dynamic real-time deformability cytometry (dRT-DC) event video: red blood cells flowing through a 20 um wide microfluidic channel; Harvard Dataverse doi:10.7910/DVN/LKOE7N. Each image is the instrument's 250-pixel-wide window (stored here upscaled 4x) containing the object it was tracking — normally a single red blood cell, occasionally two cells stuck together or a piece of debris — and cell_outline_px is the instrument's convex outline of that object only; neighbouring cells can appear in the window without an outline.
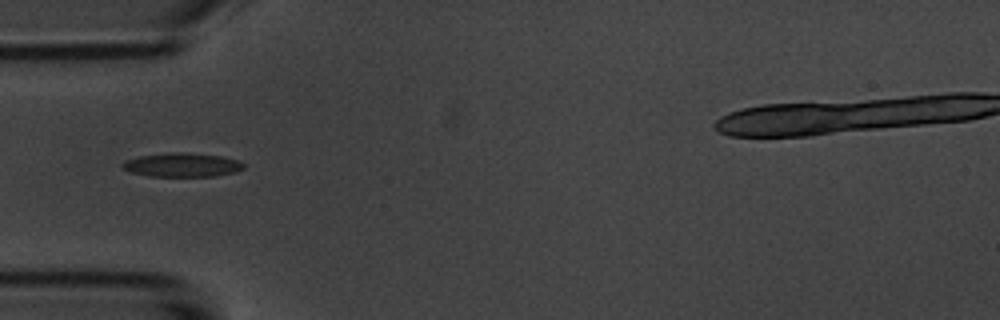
{"species": "common noctule bat (a hibernating species)", "species_latin": "Nyctalus noctula", "temperature_condition": "room temperature", "stored_images_in_passage": 7, "camera_frame_rate_fps": 3000, "um_per_image_px": 0.085, "animal": {"sex": "male", "body_mass_g": 20.1, "forearm_length_mm": 53.5}, "frame": {"image": 1, "passage_image": 5, "time_ms": 5.333, "image_size_px": [1000, 320], "cell_outline_px": [[244, 168], [236, 172], [212, 176], [148, 176], [132, 172], [124, 168], [120, 164], [124, 160], [136, 156], [168, 152], [188, 152], [224, 156], [236, 160], [244, 164]], "centroid_in_image_um": [15.45, 14.0], "position_along_channel_um": 69.5, "area_um2": 17.05}}
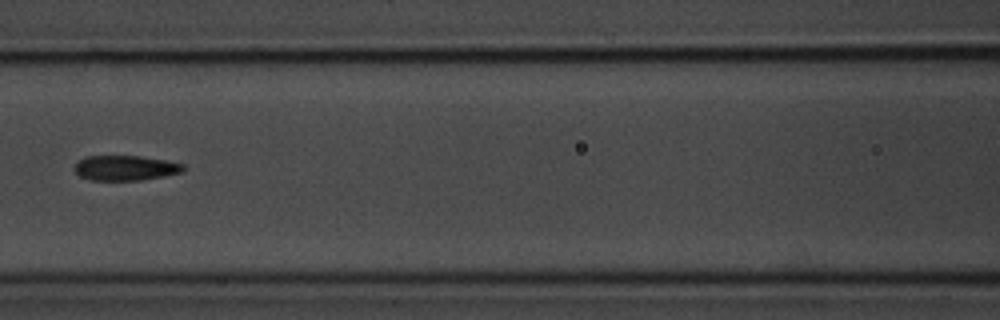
{"frame": {"image": 2, "passage_image": 7, "time_ms": 7.667, "image_size_px": [1000, 320], "cell_outline_px": [[184, 172], [140, 180], [92, 180], [80, 176], [72, 168], [84, 156], [140, 156], [164, 160], [184, 164]], "centroid_in_image_um": [10.64, 14.27], "position_along_channel_um": 156.0, "area_um2": 15.78}}